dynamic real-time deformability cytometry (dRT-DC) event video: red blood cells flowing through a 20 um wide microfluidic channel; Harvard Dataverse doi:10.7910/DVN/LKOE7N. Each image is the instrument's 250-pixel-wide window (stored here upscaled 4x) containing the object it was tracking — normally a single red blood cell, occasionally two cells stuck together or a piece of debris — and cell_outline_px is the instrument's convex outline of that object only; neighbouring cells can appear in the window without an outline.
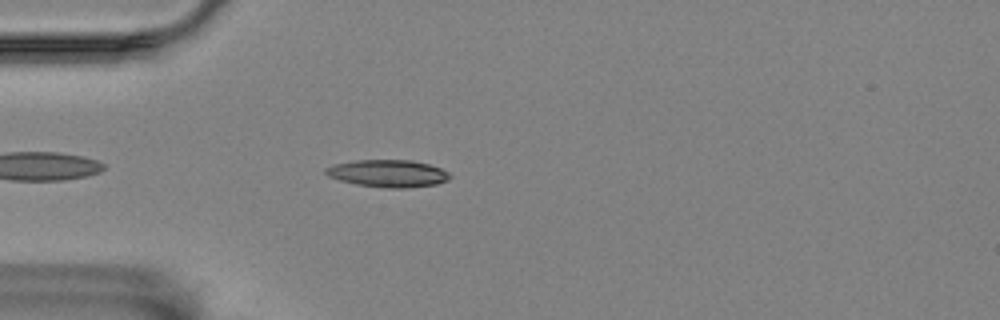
{"species": "Egyptian fruit bat (a non-hibernating species)", "species_latin": "Rousettus aegyptiacus", "temperature_condition": "room temperature", "stored_images_in_passage": 4, "camera_frame_rate_fps": 3000, "um_per_image_px": 0.085, "animal": {"sex": "female"}, "frame": {"image": 1, "passage_image": 3, "time_ms": 2.333, "image_size_px": [1000, 320], "cell_outline_px": [[452, 176], [448, 180], [436, 184], [404, 188], [388, 188], [356, 184], [340, 180], [328, 176], [324, 172], [324, 168], [336, 164], [356, 160], [412, 160], [428, 164], [440, 168], [448, 172]], "centroid_in_image_um": [32.98, 14.74], "position_along_channel_um": 52.0, "area_um2": 19.65}}